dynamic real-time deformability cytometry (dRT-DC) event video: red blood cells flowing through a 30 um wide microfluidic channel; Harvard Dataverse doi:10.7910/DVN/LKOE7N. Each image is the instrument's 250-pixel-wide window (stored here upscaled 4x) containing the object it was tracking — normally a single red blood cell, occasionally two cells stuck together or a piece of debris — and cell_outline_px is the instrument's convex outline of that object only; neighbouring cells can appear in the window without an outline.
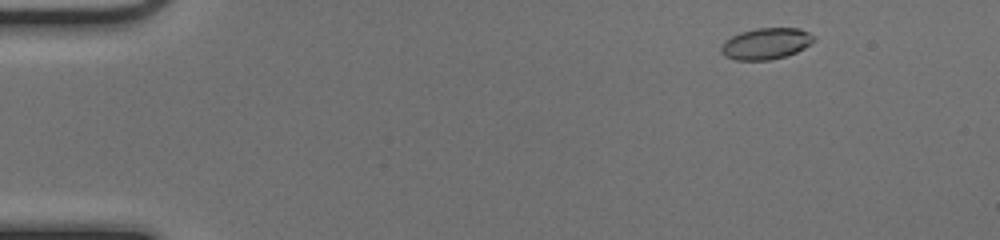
{"species": "common noctule bat (a hibernating species)", "species_latin": "Nyctalus noctula", "temperature_condition": "cold", "stored_images_in_passage": 49, "camera_frame_rate_fps": 3000, "um_per_image_px": 0.085, "animal": {"sex": "female", "body_mass_g": 17.0, "forearm_length_mm": 48.0}, "frame": {"image": 1, "passage_image": 4, "time_ms": 1.0, "image_size_px": [1000, 240], "cell_outline_px": [[816, 40], [804, 48], [796, 52], [784, 56], [768, 60], [736, 60], [724, 56], [720, 52], [720, 48], [724, 40], [740, 32], [756, 28], [800, 28], [816, 36]], "centroid_in_image_um": [65.1, 3.7], "position_along_channel_um": 19.9, "area_um2": 17.05}}
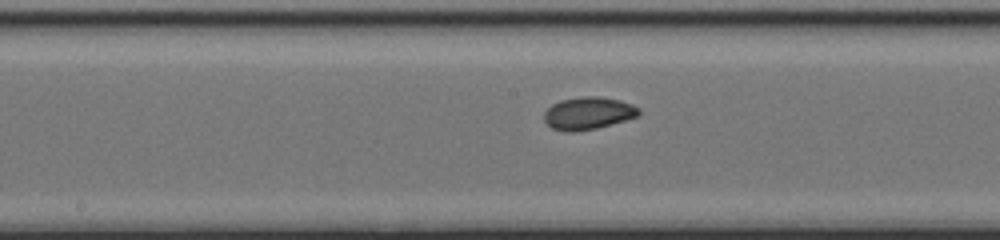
{"frame": {"image": 2, "passage_image": 25, "time_ms": 8.0, "image_size_px": [1000, 240], "cell_outline_px": [[640, 116], [596, 128], [572, 132], [564, 132], [552, 128], [544, 120], [544, 112], [552, 104], [560, 100], [584, 96], [596, 96], [620, 100], [632, 104], [640, 108]], "centroid_in_image_um": [50.0, 9.62], "position_along_channel_um": 198.2, "area_um2": 17.98}}
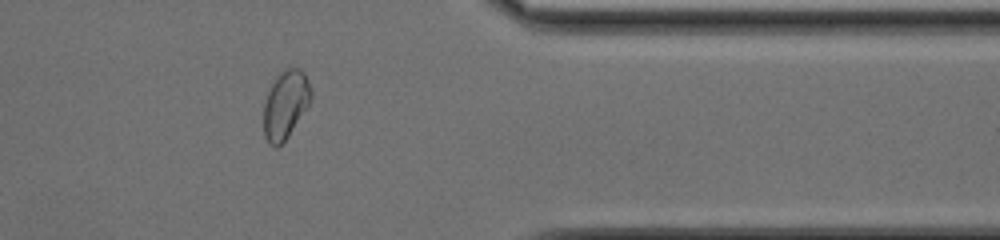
{"frame": {"image": 3, "passage_image": 40, "time_ms": 13.0, "image_size_px": [1000, 240], "cell_outline_px": [[312, 96], [308, 104], [288, 136], [276, 148], [268, 144], [264, 136], [264, 104], [268, 92], [276, 76], [288, 68], [300, 68], [304, 72], [308, 80], [312, 92]], "centroid_in_image_um": [24.26, 8.89], "position_along_channel_um": 387.1, "area_um2": 18.5}, "authors_computed_cell_mechanics": {"area_um2": 17.5134, "velocity_mm_per_s": 4.0701, "shape_relaxation_time_tau1_ms": 7.0374, "shape_relaxation_time_tau2_ms": 1.7533, "deformation_change_tau1": 0.1392, "deformation_change_tau2": 0.0477}}